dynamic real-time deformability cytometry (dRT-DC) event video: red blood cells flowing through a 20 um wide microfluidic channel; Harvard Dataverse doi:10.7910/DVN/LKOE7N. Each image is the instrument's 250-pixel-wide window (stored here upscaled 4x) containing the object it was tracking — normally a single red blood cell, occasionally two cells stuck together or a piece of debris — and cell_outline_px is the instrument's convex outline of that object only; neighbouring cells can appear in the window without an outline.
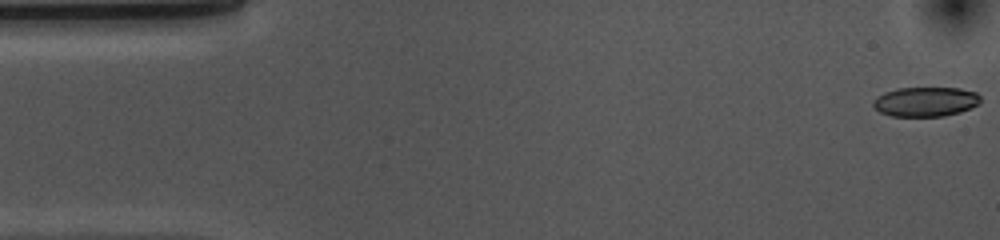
{"species": "common noctule bat (a hibernating species)", "species_latin": "Nyctalus noctula", "temperature_condition": "cold", "stored_images_in_passage": 10, "camera_frame_rate_fps": 3000, "um_per_image_px": 0.085, "animal": {"sex": "female", "body_mass_g": 10.0, "forearm_length_mm": 53.1}, "frame": {"image": 1, "passage_image": 1, "time_ms": 0.0, "image_size_px": [1000, 240], "cell_outline_px": [[980, 104], [960, 112], [944, 116], [892, 116], [880, 112], [872, 104], [872, 100], [876, 96], [884, 92], [896, 88], [960, 88], [976, 92], [980, 96]], "centroid_in_image_um": [78.66, 8.64], "position_along_channel_um": 6.3, "area_um2": 18.61}}